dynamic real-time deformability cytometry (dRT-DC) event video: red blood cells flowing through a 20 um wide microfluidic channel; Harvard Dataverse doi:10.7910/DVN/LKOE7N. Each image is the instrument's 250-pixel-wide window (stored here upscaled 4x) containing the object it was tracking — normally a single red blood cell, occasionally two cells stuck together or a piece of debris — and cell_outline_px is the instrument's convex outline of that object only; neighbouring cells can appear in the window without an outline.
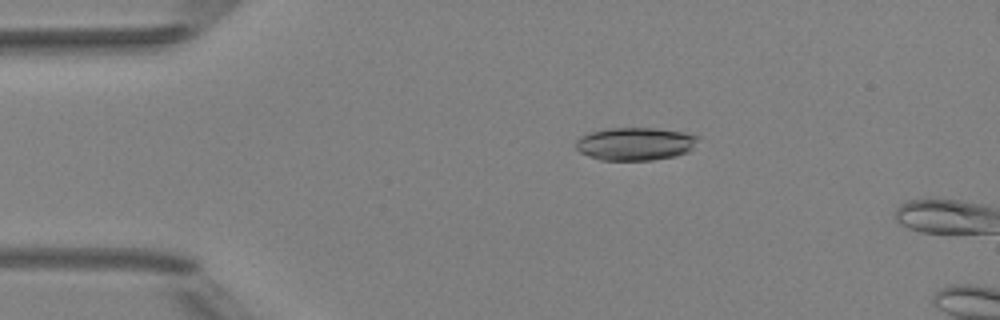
{"species": "Egyptian fruit bat (a non-hibernating species)", "species_latin": "Rousettus aegyptiacus", "temperature_condition": "room temperature", "stored_images_in_passage": 4, "camera_frame_rate_fps": 3000, "um_per_image_px": 0.085, "animal": {"sex": "female"}, "frame": {"image": 1, "passage_image": 3, "time_ms": 2.333, "image_size_px": [1000, 320], "cell_outline_px": [[700, 136], [692, 148], [688, 152], [676, 156], [652, 160], [600, 160], [588, 156], [580, 152], [576, 148], [576, 140], [580, 136], [604, 128], [656, 128], [684, 132]], "centroid_in_image_um": [53.99, 12.22], "position_along_channel_um": 31.0, "area_um2": 23.58}}